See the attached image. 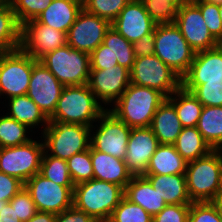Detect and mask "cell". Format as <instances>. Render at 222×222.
Here are the masks:
<instances>
[{"mask_svg": "<svg viewBox=\"0 0 222 222\" xmlns=\"http://www.w3.org/2000/svg\"><path fill=\"white\" fill-rule=\"evenodd\" d=\"M222 150L187 162L186 184L192 202H212L222 193Z\"/></svg>", "mask_w": 222, "mask_h": 222, "instance_id": "obj_1", "label": "cell"}, {"mask_svg": "<svg viewBox=\"0 0 222 222\" xmlns=\"http://www.w3.org/2000/svg\"><path fill=\"white\" fill-rule=\"evenodd\" d=\"M166 98L156 89L130 83L109 111L131 128L150 127L156 110Z\"/></svg>", "mask_w": 222, "mask_h": 222, "instance_id": "obj_2", "label": "cell"}, {"mask_svg": "<svg viewBox=\"0 0 222 222\" xmlns=\"http://www.w3.org/2000/svg\"><path fill=\"white\" fill-rule=\"evenodd\" d=\"M104 108L87 84L65 86L49 121L94 127Z\"/></svg>", "mask_w": 222, "mask_h": 222, "instance_id": "obj_3", "label": "cell"}, {"mask_svg": "<svg viewBox=\"0 0 222 222\" xmlns=\"http://www.w3.org/2000/svg\"><path fill=\"white\" fill-rule=\"evenodd\" d=\"M123 197L121 186L93 178L74 186L73 205L97 222H108Z\"/></svg>", "mask_w": 222, "mask_h": 222, "instance_id": "obj_4", "label": "cell"}, {"mask_svg": "<svg viewBox=\"0 0 222 222\" xmlns=\"http://www.w3.org/2000/svg\"><path fill=\"white\" fill-rule=\"evenodd\" d=\"M43 129L41 134L44 138V151L49 155L68 160L90 147V133L93 127L49 121Z\"/></svg>", "mask_w": 222, "mask_h": 222, "instance_id": "obj_5", "label": "cell"}, {"mask_svg": "<svg viewBox=\"0 0 222 222\" xmlns=\"http://www.w3.org/2000/svg\"><path fill=\"white\" fill-rule=\"evenodd\" d=\"M154 41V54L182 78L188 72L196 52L183 37L180 29L175 23L156 24Z\"/></svg>", "mask_w": 222, "mask_h": 222, "instance_id": "obj_6", "label": "cell"}, {"mask_svg": "<svg viewBox=\"0 0 222 222\" xmlns=\"http://www.w3.org/2000/svg\"><path fill=\"white\" fill-rule=\"evenodd\" d=\"M39 61L64 86L84 85L90 75V54L68 44L47 53Z\"/></svg>", "mask_w": 222, "mask_h": 222, "instance_id": "obj_7", "label": "cell"}, {"mask_svg": "<svg viewBox=\"0 0 222 222\" xmlns=\"http://www.w3.org/2000/svg\"><path fill=\"white\" fill-rule=\"evenodd\" d=\"M130 83L156 89L168 98L181 87V77L153 54L135 58Z\"/></svg>", "mask_w": 222, "mask_h": 222, "instance_id": "obj_8", "label": "cell"}, {"mask_svg": "<svg viewBox=\"0 0 222 222\" xmlns=\"http://www.w3.org/2000/svg\"><path fill=\"white\" fill-rule=\"evenodd\" d=\"M43 141L30 140L14 147L0 148V171L25 183L40 172Z\"/></svg>", "mask_w": 222, "mask_h": 222, "instance_id": "obj_9", "label": "cell"}, {"mask_svg": "<svg viewBox=\"0 0 222 222\" xmlns=\"http://www.w3.org/2000/svg\"><path fill=\"white\" fill-rule=\"evenodd\" d=\"M36 61L21 48L0 55V96L4 93L7 98L27 95Z\"/></svg>", "mask_w": 222, "mask_h": 222, "instance_id": "obj_10", "label": "cell"}, {"mask_svg": "<svg viewBox=\"0 0 222 222\" xmlns=\"http://www.w3.org/2000/svg\"><path fill=\"white\" fill-rule=\"evenodd\" d=\"M39 212L59 214L73 206L74 186H63L45 178L40 173L24 183Z\"/></svg>", "mask_w": 222, "mask_h": 222, "instance_id": "obj_11", "label": "cell"}, {"mask_svg": "<svg viewBox=\"0 0 222 222\" xmlns=\"http://www.w3.org/2000/svg\"><path fill=\"white\" fill-rule=\"evenodd\" d=\"M96 132L90 133V146L100 152L124 160L131 127L106 109L98 118ZM101 121V122H100Z\"/></svg>", "mask_w": 222, "mask_h": 222, "instance_id": "obj_12", "label": "cell"}, {"mask_svg": "<svg viewBox=\"0 0 222 222\" xmlns=\"http://www.w3.org/2000/svg\"><path fill=\"white\" fill-rule=\"evenodd\" d=\"M67 44V33L29 20L21 25L20 48L35 60Z\"/></svg>", "mask_w": 222, "mask_h": 222, "instance_id": "obj_13", "label": "cell"}, {"mask_svg": "<svg viewBox=\"0 0 222 222\" xmlns=\"http://www.w3.org/2000/svg\"><path fill=\"white\" fill-rule=\"evenodd\" d=\"M174 23L195 52L220 45L210 33L200 9L194 3H186L179 7Z\"/></svg>", "mask_w": 222, "mask_h": 222, "instance_id": "obj_14", "label": "cell"}, {"mask_svg": "<svg viewBox=\"0 0 222 222\" xmlns=\"http://www.w3.org/2000/svg\"><path fill=\"white\" fill-rule=\"evenodd\" d=\"M111 23L82 9L67 33V44L79 51L92 53L105 37Z\"/></svg>", "mask_w": 222, "mask_h": 222, "instance_id": "obj_15", "label": "cell"}, {"mask_svg": "<svg viewBox=\"0 0 222 222\" xmlns=\"http://www.w3.org/2000/svg\"><path fill=\"white\" fill-rule=\"evenodd\" d=\"M64 87L41 61L37 60L33 64L27 96L48 118L55 111Z\"/></svg>", "mask_w": 222, "mask_h": 222, "instance_id": "obj_16", "label": "cell"}, {"mask_svg": "<svg viewBox=\"0 0 222 222\" xmlns=\"http://www.w3.org/2000/svg\"><path fill=\"white\" fill-rule=\"evenodd\" d=\"M87 85L99 103H115L130 85V70L119 64L104 70L90 69Z\"/></svg>", "mask_w": 222, "mask_h": 222, "instance_id": "obj_17", "label": "cell"}, {"mask_svg": "<svg viewBox=\"0 0 222 222\" xmlns=\"http://www.w3.org/2000/svg\"><path fill=\"white\" fill-rule=\"evenodd\" d=\"M159 145L150 127L132 128L124 158L128 170L133 175H143Z\"/></svg>", "mask_w": 222, "mask_h": 222, "instance_id": "obj_18", "label": "cell"}, {"mask_svg": "<svg viewBox=\"0 0 222 222\" xmlns=\"http://www.w3.org/2000/svg\"><path fill=\"white\" fill-rule=\"evenodd\" d=\"M155 26L156 23L141 0H130L111 23V27L131 43L138 41L143 35L154 33Z\"/></svg>", "mask_w": 222, "mask_h": 222, "instance_id": "obj_19", "label": "cell"}, {"mask_svg": "<svg viewBox=\"0 0 222 222\" xmlns=\"http://www.w3.org/2000/svg\"><path fill=\"white\" fill-rule=\"evenodd\" d=\"M222 79V46L195 53L188 72L181 78V86L192 92L203 80Z\"/></svg>", "mask_w": 222, "mask_h": 222, "instance_id": "obj_20", "label": "cell"}, {"mask_svg": "<svg viewBox=\"0 0 222 222\" xmlns=\"http://www.w3.org/2000/svg\"><path fill=\"white\" fill-rule=\"evenodd\" d=\"M91 159L94 179L114 183L124 189L133 177L122 159L97 151L92 147Z\"/></svg>", "mask_w": 222, "mask_h": 222, "instance_id": "obj_21", "label": "cell"}, {"mask_svg": "<svg viewBox=\"0 0 222 222\" xmlns=\"http://www.w3.org/2000/svg\"><path fill=\"white\" fill-rule=\"evenodd\" d=\"M82 9V0H53L35 20L43 25L68 33Z\"/></svg>", "mask_w": 222, "mask_h": 222, "instance_id": "obj_22", "label": "cell"}, {"mask_svg": "<svg viewBox=\"0 0 222 222\" xmlns=\"http://www.w3.org/2000/svg\"><path fill=\"white\" fill-rule=\"evenodd\" d=\"M124 197L130 202L140 205L152 217L167 205L144 175H133L124 188Z\"/></svg>", "mask_w": 222, "mask_h": 222, "instance_id": "obj_23", "label": "cell"}, {"mask_svg": "<svg viewBox=\"0 0 222 222\" xmlns=\"http://www.w3.org/2000/svg\"><path fill=\"white\" fill-rule=\"evenodd\" d=\"M150 128L160 144L173 145L176 142L183 127L174 105L167 98L156 110Z\"/></svg>", "mask_w": 222, "mask_h": 222, "instance_id": "obj_24", "label": "cell"}, {"mask_svg": "<svg viewBox=\"0 0 222 222\" xmlns=\"http://www.w3.org/2000/svg\"><path fill=\"white\" fill-rule=\"evenodd\" d=\"M152 187L163 197L166 204H191L187 192L186 175L143 174Z\"/></svg>", "mask_w": 222, "mask_h": 222, "instance_id": "obj_25", "label": "cell"}, {"mask_svg": "<svg viewBox=\"0 0 222 222\" xmlns=\"http://www.w3.org/2000/svg\"><path fill=\"white\" fill-rule=\"evenodd\" d=\"M187 162L174 145L160 144L152 155L144 174L175 175L186 173Z\"/></svg>", "mask_w": 222, "mask_h": 222, "instance_id": "obj_26", "label": "cell"}, {"mask_svg": "<svg viewBox=\"0 0 222 222\" xmlns=\"http://www.w3.org/2000/svg\"><path fill=\"white\" fill-rule=\"evenodd\" d=\"M21 25L9 0H0V55L20 48Z\"/></svg>", "mask_w": 222, "mask_h": 222, "instance_id": "obj_27", "label": "cell"}, {"mask_svg": "<svg viewBox=\"0 0 222 222\" xmlns=\"http://www.w3.org/2000/svg\"><path fill=\"white\" fill-rule=\"evenodd\" d=\"M8 104L10 113L6 114L30 129L40 123L49 124V118L27 95L11 97Z\"/></svg>", "mask_w": 222, "mask_h": 222, "instance_id": "obj_28", "label": "cell"}, {"mask_svg": "<svg viewBox=\"0 0 222 222\" xmlns=\"http://www.w3.org/2000/svg\"><path fill=\"white\" fill-rule=\"evenodd\" d=\"M167 99L174 105L183 128L196 127L203 105L192 92L186 91L181 86Z\"/></svg>", "mask_w": 222, "mask_h": 222, "instance_id": "obj_29", "label": "cell"}, {"mask_svg": "<svg viewBox=\"0 0 222 222\" xmlns=\"http://www.w3.org/2000/svg\"><path fill=\"white\" fill-rule=\"evenodd\" d=\"M173 145L186 162L203 157L213 150L196 127L182 128Z\"/></svg>", "mask_w": 222, "mask_h": 222, "instance_id": "obj_30", "label": "cell"}, {"mask_svg": "<svg viewBox=\"0 0 222 222\" xmlns=\"http://www.w3.org/2000/svg\"><path fill=\"white\" fill-rule=\"evenodd\" d=\"M196 128L212 149L222 150V106H203Z\"/></svg>", "mask_w": 222, "mask_h": 222, "instance_id": "obj_31", "label": "cell"}, {"mask_svg": "<svg viewBox=\"0 0 222 222\" xmlns=\"http://www.w3.org/2000/svg\"><path fill=\"white\" fill-rule=\"evenodd\" d=\"M103 44L109 47V50L117 60L120 66L131 70L135 61L132 43L125 39L113 27L106 31Z\"/></svg>", "mask_w": 222, "mask_h": 222, "instance_id": "obj_32", "label": "cell"}, {"mask_svg": "<svg viewBox=\"0 0 222 222\" xmlns=\"http://www.w3.org/2000/svg\"><path fill=\"white\" fill-rule=\"evenodd\" d=\"M29 128L7 114L0 117V148L14 147L31 140L26 133Z\"/></svg>", "mask_w": 222, "mask_h": 222, "instance_id": "obj_33", "label": "cell"}, {"mask_svg": "<svg viewBox=\"0 0 222 222\" xmlns=\"http://www.w3.org/2000/svg\"><path fill=\"white\" fill-rule=\"evenodd\" d=\"M45 178L63 186H75L67 166V160L47 154L44 151L40 172Z\"/></svg>", "mask_w": 222, "mask_h": 222, "instance_id": "obj_34", "label": "cell"}, {"mask_svg": "<svg viewBox=\"0 0 222 222\" xmlns=\"http://www.w3.org/2000/svg\"><path fill=\"white\" fill-rule=\"evenodd\" d=\"M153 217L140 205L123 197L108 222H152Z\"/></svg>", "mask_w": 222, "mask_h": 222, "instance_id": "obj_35", "label": "cell"}, {"mask_svg": "<svg viewBox=\"0 0 222 222\" xmlns=\"http://www.w3.org/2000/svg\"><path fill=\"white\" fill-rule=\"evenodd\" d=\"M67 166L74 185L92 180L91 146L86 151L71 156L67 160Z\"/></svg>", "mask_w": 222, "mask_h": 222, "instance_id": "obj_36", "label": "cell"}, {"mask_svg": "<svg viewBox=\"0 0 222 222\" xmlns=\"http://www.w3.org/2000/svg\"><path fill=\"white\" fill-rule=\"evenodd\" d=\"M83 9L112 23L130 0H82Z\"/></svg>", "mask_w": 222, "mask_h": 222, "instance_id": "obj_37", "label": "cell"}, {"mask_svg": "<svg viewBox=\"0 0 222 222\" xmlns=\"http://www.w3.org/2000/svg\"><path fill=\"white\" fill-rule=\"evenodd\" d=\"M53 0H9L13 12L20 25L25 22L36 19Z\"/></svg>", "mask_w": 222, "mask_h": 222, "instance_id": "obj_38", "label": "cell"}, {"mask_svg": "<svg viewBox=\"0 0 222 222\" xmlns=\"http://www.w3.org/2000/svg\"><path fill=\"white\" fill-rule=\"evenodd\" d=\"M192 93L203 106H222V79L203 80Z\"/></svg>", "mask_w": 222, "mask_h": 222, "instance_id": "obj_39", "label": "cell"}, {"mask_svg": "<svg viewBox=\"0 0 222 222\" xmlns=\"http://www.w3.org/2000/svg\"><path fill=\"white\" fill-rule=\"evenodd\" d=\"M145 10L156 24H173L175 22L177 8L166 1L141 0Z\"/></svg>", "mask_w": 222, "mask_h": 222, "instance_id": "obj_40", "label": "cell"}, {"mask_svg": "<svg viewBox=\"0 0 222 222\" xmlns=\"http://www.w3.org/2000/svg\"><path fill=\"white\" fill-rule=\"evenodd\" d=\"M193 3L200 9L212 36L220 43L222 41V21L219 13V5L203 0H197Z\"/></svg>", "mask_w": 222, "mask_h": 222, "instance_id": "obj_41", "label": "cell"}, {"mask_svg": "<svg viewBox=\"0 0 222 222\" xmlns=\"http://www.w3.org/2000/svg\"><path fill=\"white\" fill-rule=\"evenodd\" d=\"M188 222H222L213 202H192Z\"/></svg>", "mask_w": 222, "mask_h": 222, "instance_id": "obj_42", "label": "cell"}, {"mask_svg": "<svg viewBox=\"0 0 222 222\" xmlns=\"http://www.w3.org/2000/svg\"><path fill=\"white\" fill-rule=\"evenodd\" d=\"M22 222L29 220L38 211L29 191L24 187L9 201Z\"/></svg>", "mask_w": 222, "mask_h": 222, "instance_id": "obj_43", "label": "cell"}, {"mask_svg": "<svg viewBox=\"0 0 222 222\" xmlns=\"http://www.w3.org/2000/svg\"><path fill=\"white\" fill-rule=\"evenodd\" d=\"M190 204H167L152 222H188Z\"/></svg>", "mask_w": 222, "mask_h": 222, "instance_id": "obj_44", "label": "cell"}, {"mask_svg": "<svg viewBox=\"0 0 222 222\" xmlns=\"http://www.w3.org/2000/svg\"><path fill=\"white\" fill-rule=\"evenodd\" d=\"M118 65L109 47L101 43L92 53H90V69H107Z\"/></svg>", "mask_w": 222, "mask_h": 222, "instance_id": "obj_45", "label": "cell"}, {"mask_svg": "<svg viewBox=\"0 0 222 222\" xmlns=\"http://www.w3.org/2000/svg\"><path fill=\"white\" fill-rule=\"evenodd\" d=\"M24 183L18 178L0 171V200L9 202L21 189Z\"/></svg>", "mask_w": 222, "mask_h": 222, "instance_id": "obj_46", "label": "cell"}, {"mask_svg": "<svg viewBox=\"0 0 222 222\" xmlns=\"http://www.w3.org/2000/svg\"><path fill=\"white\" fill-rule=\"evenodd\" d=\"M55 222H97L86 212L77 209L74 205L56 215Z\"/></svg>", "mask_w": 222, "mask_h": 222, "instance_id": "obj_47", "label": "cell"}, {"mask_svg": "<svg viewBox=\"0 0 222 222\" xmlns=\"http://www.w3.org/2000/svg\"><path fill=\"white\" fill-rule=\"evenodd\" d=\"M132 46L136 58L153 55L155 50L154 33L143 35L141 39L133 42Z\"/></svg>", "mask_w": 222, "mask_h": 222, "instance_id": "obj_48", "label": "cell"}, {"mask_svg": "<svg viewBox=\"0 0 222 222\" xmlns=\"http://www.w3.org/2000/svg\"><path fill=\"white\" fill-rule=\"evenodd\" d=\"M0 222H22L17 213L15 212V207H12L9 202L5 205H1L0 210Z\"/></svg>", "mask_w": 222, "mask_h": 222, "instance_id": "obj_49", "label": "cell"}, {"mask_svg": "<svg viewBox=\"0 0 222 222\" xmlns=\"http://www.w3.org/2000/svg\"><path fill=\"white\" fill-rule=\"evenodd\" d=\"M56 215L47 212H37L33 217L25 222H55Z\"/></svg>", "mask_w": 222, "mask_h": 222, "instance_id": "obj_50", "label": "cell"}, {"mask_svg": "<svg viewBox=\"0 0 222 222\" xmlns=\"http://www.w3.org/2000/svg\"><path fill=\"white\" fill-rule=\"evenodd\" d=\"M214 205L216 206L218 213L220 215V218L222 219V195L220 194L216 199L212 201Z\"/></svg>", "mask_w": 222, "mask_h": 222, "instance_id": "obj_51", "label": "cell"}, {"mask_svg": "<svg viewBox=\"0 0 222 222\" xmlns=\"http://www.w3.org/2000/svg\"><path fill=\"white\" fill-rule=\"evenodd\" d=\"M161 1H166L168 3H171L174 5L177 9L181 7L183 4L188 3L186 0H161Z\"/></svg>", "mask_w": 222, "mask_h": 222, "instance_id": "obj_52", "label": "cell"}, {"mask_svg": "<svg viewBox=\"0 0 222 222\" xmlns=\"http://www.w3.org/2000/svg\"><path fill=\"white\" fill-rule=\"evenodd\" d=\"M203 1L213 3V4H217V5L222 4V0H203Z\"/></svg>", "mask_w": 222, "mask_h": 222, "instance_id": "obj_53", "label": "cell"}, {"mask_svg": "<svg viewBox=\"0 0 222 222\" xmlns=\"http://www.w3.org/2000/svg\"><path fill=\"white\" fill-rule=\"evenodd\" d=\"M219 13H220L221 21H222V4L219 5Z\"/></svg>", "mask_w": 222, "mask_h": 222, "instance_id": "obj_54", "label": "cell"}, {"mask_svg": "<svg viewBox=\"0 0 222 222\" xmlns=\"http://www.w3.org/2000/svg\"><path fill=\"white\" fill-rule=\"evenodd\" d=\"M7 202L6 201H1L0 200V210H1V205H5Z\"/></svg>", "mask_w": 222, "mask_h": 222, "instance_id": "obj_55", "label": "cell"}, {"mask_svg": "<svg viewBox=\"0 0 222 222\" xmlns=\"http://www.w3.org/2000/svg\"><path fill=\"white\" fill-rule=\"evenodd\" d=\"M188 3H193V2H195V1H197V0H186Z\"/></svg>", "mask_w": 222, "mask_h": 222, "instance_id": "obj_56", "label": "cell"}]
</instances>
